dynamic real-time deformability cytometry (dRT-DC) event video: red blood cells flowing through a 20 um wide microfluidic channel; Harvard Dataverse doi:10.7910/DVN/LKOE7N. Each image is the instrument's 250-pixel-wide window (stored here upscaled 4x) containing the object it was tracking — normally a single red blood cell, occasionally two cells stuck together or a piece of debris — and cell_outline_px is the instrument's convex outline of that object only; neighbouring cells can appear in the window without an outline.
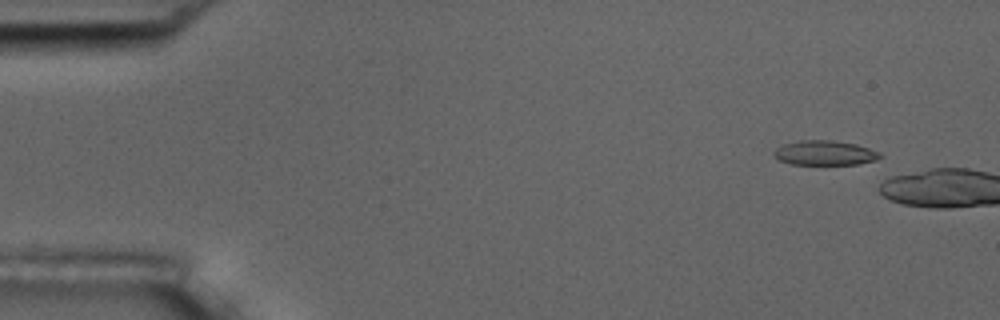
{"species": "common noctule bat (a hibernating species)", "species_latin": "Nyctalus noctula", "temperature_condition": "room temperature", "stored_images_in_passage": 2, "camera_frame_rate_fps": 3000, "um_per_image_px": 0.085, "animal": {"sex": "male", "body_mass_g": 17.5, "forearm_length_mm": 52.3}, "frame": {"image": 1, "passage_image": 1, "time_ms": 0.0, "image_size_px": [1000, 320], "cell_outline_px": [[884, 156], [876, 160], [860, 164], [792, 164], [780, 160], [772, 156], [772, 152], [776, 148], [784, 144], [800, 140], [828, 140], [856, 144], [880, 152]], "centroid_in_image_um": [70.11, 13.0], "position_along_channel_um": 14.9, "area_um2": 15.26}}